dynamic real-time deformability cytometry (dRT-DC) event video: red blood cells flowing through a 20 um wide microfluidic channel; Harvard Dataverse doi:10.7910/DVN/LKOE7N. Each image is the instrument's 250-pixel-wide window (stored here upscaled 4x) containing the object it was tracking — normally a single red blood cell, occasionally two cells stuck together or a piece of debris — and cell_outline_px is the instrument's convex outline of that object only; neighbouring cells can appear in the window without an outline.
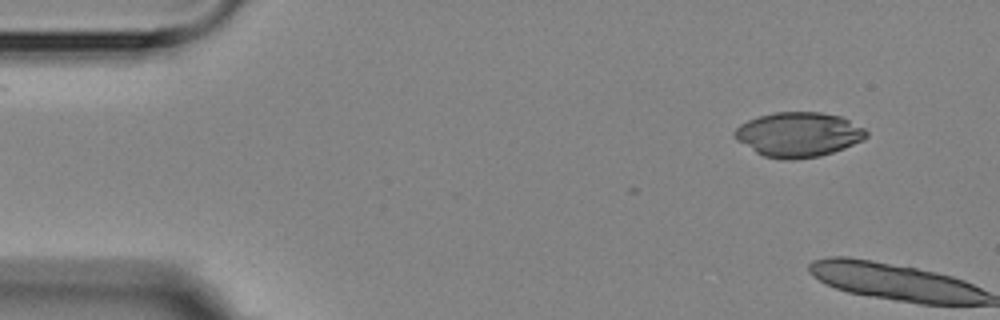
{"species": "Egyptian fruit bat (a non-hibernating species)", "species_latin": "Rousettus aegyptiacus", "temperature_condition": "room temperature", "stored_images_in_passage": 3, "segment_of_instrument_passage": [2, 2], "camera_frame_rate_fps": 3000, "um_per_image_px": 0.085, "animal": {"sex": "female"}, "frame": {"image": 1, "passage_image": 3, "time_ms": 3.667, "image_size_px": [1000, 320], "cell_outline_px": [[868, 136], [864, 140], [844, 148], [820, 156], [792, 160], [788, 160], [764, 156], [756, 152], [736, 140], [732, 132], [740, 124], [748, 120], [760, 116], [776, 112], [820, 112], [840, 116], [864, 128], [868, 132]], "centroid_in_image_um": [67.87, 11.44], "position_along_channel_um": 17.1, "area_um2": 34.22}}